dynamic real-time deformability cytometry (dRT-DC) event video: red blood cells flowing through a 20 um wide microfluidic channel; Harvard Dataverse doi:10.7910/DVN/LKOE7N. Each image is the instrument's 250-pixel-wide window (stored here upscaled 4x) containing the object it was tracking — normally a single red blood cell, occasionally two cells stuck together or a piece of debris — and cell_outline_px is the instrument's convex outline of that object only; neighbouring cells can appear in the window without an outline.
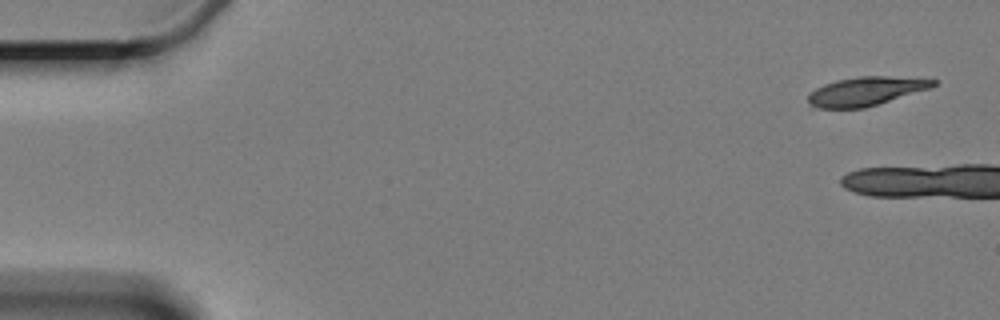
{"species": "Egyptian fruit bat (a non-hibernating species)", "species_latin": "Rousettus aegyptiacus", "temperature_condition": "cold", "stored_images_in_passage": 12, "camera_frame_rate_fps": 3000, "um_per_image_px": 0.085, "animal": {"sex": "female"}, "frame": {"image": 1, "passage_image": 1, "time_ms": 0.0, "image_size_px": [1000, 320], "cell_outline_px": [[936, 84], [932, 88], [864, 108], [820, 108], [808, 104], [808, 96], [816, 88], [824, 84], [836, 80], [860, 76], [888, 76], [936, 80]], "centroid_in_image_um": [73.6, 7.75], "position_along_channel_um": 11.4, "area_um2": 20.81}}
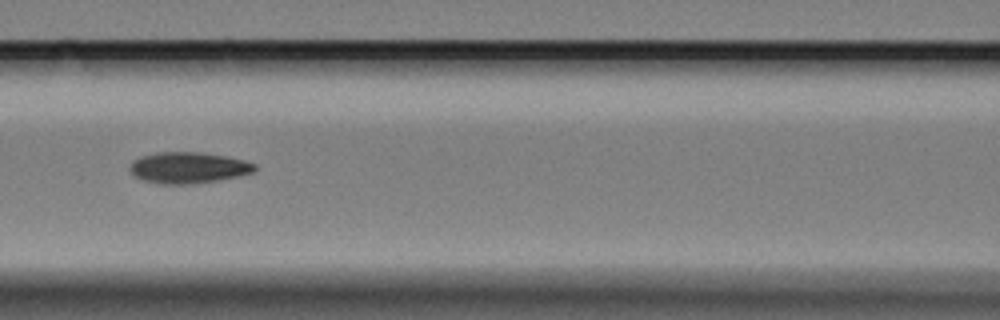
{"frame": {"image": 2, "passage_image": 9, "time_ms": 10.667, "image_size_px": [1000, 320], "cell_outline_px": [[256, 168], [252, 172], [236, 176], [216, 180], [192, 184], [160, 184], [144, 180], [136, 176], [132, 172], [132, 160], [140, 156], [156, 152], [200, 152], [228, 156], [244, 160], [256, 164]], "centroid_in_image_um": [16.01, 14.24], "position_along_channel_um": 150.6, "area_um2": 22.48}}
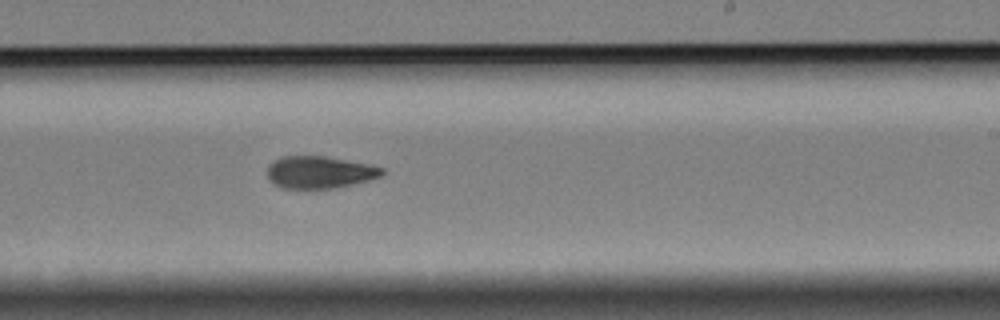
{"frame": {"image": 3, "passage_image": 12, "time_ms": 14.0, "image_size_px": [1000, 320], "cell_outline_px": [[384, 172], [380, 176], [368, 180], [352, 184], [332, 188], [280, 188], [268, 176], [268, 164], [280, 156], [324, 156], [368, 164], [384, 168]], "centroid_in_image_um": [27.15, 14.63], "position_along_channel_um": 261.9, "area_um2": 21.27}}